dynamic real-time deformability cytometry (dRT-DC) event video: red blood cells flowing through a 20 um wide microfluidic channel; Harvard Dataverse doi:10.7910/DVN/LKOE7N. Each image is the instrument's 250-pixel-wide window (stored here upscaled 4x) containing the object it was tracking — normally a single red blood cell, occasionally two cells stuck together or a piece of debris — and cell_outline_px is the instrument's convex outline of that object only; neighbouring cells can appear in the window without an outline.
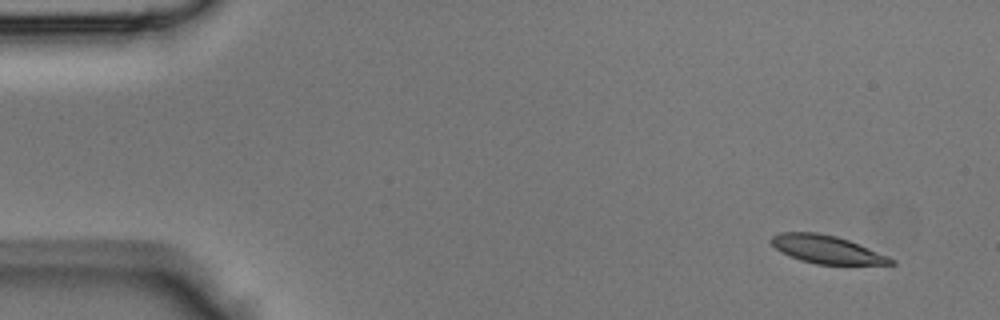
{"species": "Egyptian fruit bat (a non-hibernating species)", "species_latin": "Rousettus aegyptiacus", "temperature_condition": "room temperature", "stored_images_in_passage": 8, "camera_frame_rate_fps": 3000, "um_per_image_px": 0.085, "animal": {"sex": "male"}, "frame": {"image": 1, "passage_image": 1, "time_ms": 0.0, "image_size_px": [1000, 320], "cell_outline_px": [[896, 264], [816, 264], [800, 260], [788, 256], [780, 252], [768, 240], [772, 236], [780, 232], [816, 232], [836, 236], [848, 240], [888, 256], [896, 260]], "centroid_in_image_um": [70.22, 21.2], "position_along_channel_um": 14.8, "area_um2": 19.48}}